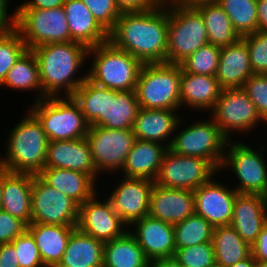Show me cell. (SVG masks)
Here are the masks:
<instances>
[{
    "instance_id": "obj_1",
    "label": "cell",
    "mask_w": 267,
    "mask_h": 267,
    "mask_svg": "<svg viewBox=\"0 0 267 267\" xmlns=\"http://www.w3.org/2000/svg\"><path fill=\"white\" fill-rule=\"evenodd\" d=\"M169 8L164 0L145 12L122 13L109 32V41L145 63H165Z\"/></svg>"
},
{
    "instance_id": "obj_2",
    "label": "cell",
    "mask_w": 267,
    "mask_h": 267,
    "mask_svg": "<svg viewBox=\"0 0 267 267\" xmlns=\"http://www.w3.org/2000/svg\"><path fill=\"white\" fill-rule=\"evenodd\" d=\"M90 126L108 129H132L140 109L136 92L117 91L98 86L88 78L73 93Z\"/></svg>"
},
{
    "instance_id": "obj_3",
    "label": "cell",
    "mask_w": 267,
    "mask_h": 267,
    "mask_svg": "<svg viewBox=\"0 0 267 267\" xmlns=\"http://www.w3.org/2000/svg\"><path fill=\"white\" fill-rule=\"evenodd\" d=\"M31 50L38 62L42 92L46 98L63 96L59 93L61 90L65 91L64 95L72 96L87 79V74L75 78L89 56L85 45L69 41L45 44Z\"/></svg>"
},
{
    "instance_id": "obj_4",
    "label": "cell",
    "mask_w": 267,
    "mask_h": 267,
    "mask_svg": "<svg viewBox=\"0 0 267 267\" xmlns=\"http://www.w3.org/2000/svg\"><path fill=\"white\" fill-rule=\"evenodd\" d=\"M48 142L41 122L29 111L10 132L0 166L10 172L38 174L45 168Z\"/></svg>"
},
{
    "instance_id": "obj_5",
    "label": "cell",
    "mask_w": 267,
    "mask_h": 267,
    "mask_svg": "<svg viewBox=\"0 0 267 267\" xmlns=\"http://www.w3.org/2000/svg\"><path fill=\"white\" fill-rule=\"evenodd\" d=\"M95 55L87 78L98 86L117 91H135L143 63L110 41L88 49Z\"/></svg>"
},
{
    "instance_id": "obj_6",
    "label": "cell",
    "mask_w": 267,
    "mask_h": 267,
    "mask_svg": "<svg viewBox=\"0 0 267 267\" xmlns=\"http://www.w3.org/2000/svg\"><path fill=\"white\" fill-rule=\"evenodd\" d=\"M182 67L172 63L143 64L136 84L139 107L179 110Z\"/></svg>"
},
{
    "instance_id": "obj_7",
    "label": "cell",
    "mask_w": 267,
    "mask_h": 267,
    "mask_svg": "<svg viewBox=\"0 0 267 267\" xmlns=\"http://www.w3.org/2000/svg\"><path fill=\"white\" fill-rule=\"evenodd\" d=\"M31 112L41 122L49 141L85 138L90 124L72 96L35 100Z\"/></svg>"
},
{
    "instance_id": "obj_8",
    "label": "cell",
    "mask_w": 267,
    "mask_h": 267,
    "mask_svg": "<svg viewBox=\"0 0 267 267\" xmlns=\"http://www.w3.org/2000/svg\"><path fill=\"white\" fill-rule=\"evenodd\" d=\"M169 5L166 63L180 65L200 47L207 45L208 33L201 13L165 0Z\"/></svg>"
},
{
    "instance_id": "obj_9",
    "label": "cell",
    "mask_w": 267,
    "mask_h": 267,
    "mask_svg": "<svg viewBox=\"0 0 267 267\" xmlns=\"http://www.w3.org/2000/svg\"><path fill=\"white\" fill-rule=\"evenodd\" d=\"M15 12L16 29L27 49L71 41L63 6L50 9L17 8Z\"/></svg>"
},
{
    "instance_id": "obj_10",
    "label": "cell",
    "mask_w": 267,
    "mask_h": 267,
    "mask_svg": "<svg viewBox=\"0 0 267 267\" xmlns=\"http://www.w3.org/2000/svg\"><path fill=\"white\" fill-rule=\"evenodd\" d=\"M228 141L211 118L210 121L195 122L183 131L180 130L167 143L174 153L205 159L221 171Z\"/></svg>"
},
{
    "instance_id": "obj_11",
    "label": "cell",
    "mask_w": 267,
    "mask_h": 267,
    "mask_svg": "<svg viewBox=\"0 0 267 267\" xmlns=\"http://www.w3.org/2000/svg\"><path fill=\"white\" fill-rule=\"evenodd\" d=\"M227 142L226 156L222 161L221 167H231L233 169L239 185L234 188L238 193L244 194H258L267 197V160L263 157V150L266 148L261 146L259 148L262 152H257L245 145L241 141ZM228 146H230L228 148ZM262 153V154H261ZM266 161V162H265Z\"/></svg>"
},
{
    "instance_id": "obj_12",
    "label": "cell",
    "mask_w": 267,
    "mask_h": 267,
    "mask_svg": "<svg viewBox=\"0 0 267 267\" xmlns=\"http://www.w3.org/2000/svg\"><path fill=\"white\" fill-rule=\"evenodd\" d=\"M32 223L77 226L79 205L48 185L38 174L33 176L31 194Z\"/></svg>"
},
{
    "instance_id": "obj_13",
    "label": "cell",
    "mask_w": 267,
    "mask_h": 267,
    "mask_svg": "<svg viewBox=\"0 0 267 267\" xmlns=\"http://www.w3.org/2000/svg\"><path fill=\"white\" fill-rule=\"evenodd\" d=\"M217 171L205 159L179 155L168 148L154 182L162 187L194 191L213 178Z\"/></svg>"
},
{
    "instance_id": "obj_14",
    "label": "cell",
    "mask_w": 267,
    "mask_h": 267,
    "mask_svg": "<svg viewBox=\"0 0 267 267\" xmlns=\"http://www.w3.org/2000/svg\"><path fill=\"white\" fill-rule=\"evenodd\" d=\"M86 139L98 174L122 169L136 140L132 129H108L102 126H90Z\"/></svg>"
},
{
    "instance_id": "obj_15",
    "label": "cell",
    "mask_w": 267,
    "mask_h": 267,
    "mask_svg": "<svg viewBox=\"0 0 267 267\" xmlns=\"http://www.w3.org/2000/svg\"><path fill=\"white\" fill-rule=\"evenodd\" d=\"M210 112L211 118L228 140L233 131L247 133L258 122L264 121L242 88L223 89Z\"/></svg>"
},
{
    "instance_id": "obj_16",
    "label": "cell",
    "mask_w": 267,
    "mask_h": 267,
    "mask_svg": "<svg viewBox=\"0 0 267 267\" xmlns=\"http://www.w3.org/2000/svg\"><path fill=\"white\" fill-rule=\"evenodd\" d=\"M96 196L97 194L79 206L77 228L103 242L121 237L126 232L124 226L127 225L120 219L108 199L102 203L97 201Z\"/></svg>"
},
{
    "instance_id": "obj_17",
    "label": "cell",
    "mask_w": 267,
    "mask_h": 267,
    "mask_svg": "<svg viewBox=\"0 0 267 267\" xmlns=\"http://www.w3.org/2000/svg\"><path fill=\"white\" fill-rule=\"evenodd\" d=\"M107 199L120 219L132 227V223L149 213L150 197L154 181L144 178L124 177Z\"/></svg>"
},
{
    "instance_id": "obj_18",
    "label": "cell",
    "mask_w": 267,
    "mask_h": 267,
    "mask_svg": "<svg viewBox=\"0 0 267 267\" xmlns=\"http://www.w3.org/2000/svg\"><path fill=\"white\" fill-rule=\"evenodd\" d=\"M195 214L205 218L213 227L230 225L237 191L212 178L194 191Z\"/></svg>"
},
{
    "instance_id": "obj_19",
    "label": "cell",
    "mask_w": 267,
    "mask_h": 267,
    "mask_svg": "<svg viewBox=\"0 0 267 267\" xmlns=\"http://www.w3.org/2000/svg\"><path fill=\"white\" fill-rule=\"evenodd\" d=\"M136 238L149 261L173 258L176 251L174 225L149 215L133 222Z\"/></svg>"
},
{
    "instance_id": "obj_20",
    "label": "cell",
    "mask_w": 267,
    "mask_h": 267,
    "mask_svg": "<svg viewBox=\"0 0 267 267\" xmlns=\"http://www.w3.org/2000/svg\"><path fill=\"white\" fill-rule=\"evenodd\" d=\"M194 214L193 191L154 184L150 197L149 216L175 225Z\"/></svg>"
},
{
    "instance_id": "obj_21",
    "label": "cell",
    "mask_w": 267,
    "mask_h": 267,
    "mask_svg": "<svg viewBox=\"0 0 267 267\" xmlns=\"http://www.w3.org/2000/svg\"><path fill=\"white\" fill-rule=\"evenodd\" d=\"M267 224V197L237 193L230 225L250 246Z\"/></svg>"
},
{
    "instance_id": "obj_22",
    "label": "cell",
    "mask_w": 267,
    "mask_h": 267,
    "mask_svg": "<svg viewBox=\"0 0 267 267\" xmlns=\"http://www.w3.org/2000/svg\"><path fill=\"white\" fill-rule=\"evenodd\" d=\"M45 167L78 171L94 180L97 171L92 161L90 145L85 138L49 141Z\"/></svg>"
},
{
    "instance_id": "obj_23",
    "label": "cell",
    "mask_w": 267,
    "mask_h": 267,
    "mask_svg": "<svg viewBox=\"0 0 267 267\" xmlns=\"http://www.w3.org/2000/svg\"><path fill=\"white\" fill-rule=\"evenodd\" d=\"M32 173L10 172L2 167L1 209L22 220L27 226L31 223Z\"/></svg>"
},
{
    "instance_id": "obj_24",
    "label": "cell",
    "mask_w": 267,
    "mask_h": 267,
    "mask_svg": "<svg viewBox=\"0 0 267 267\" xmlns=\"http://www.w3.org/2000/svg\"><path fill=\"white\" fill-rule=\"evenodd\" d=\"M252 75L249 52L242 38L221 47L215 77L222 89L242 88Z\"/></svg>"
},
{
    "instance_id": "obj_25",
    "label": "cell",
    "mask_w": 267,
    "mask_h": 267,
    "mask_svg": "<svg viewBox=\"0 0 267 267\" xmlns=\"http://www.w3.org/2000/svg\"><path fill=\"white\" fill-rule=\"evenodd\" d=\"M63 8L71 41L83 44L88 49L109 41V33L82 0H66Z\"/></svg>"
},
{
    "instance_id": "obj_26",
    "label": "cell",
    "mask_w": 267,
    "mask_h": 267,
    "mask_svg": "<svg viewBox=\"0 0 267 267\" xmlns=\"http://www.w3.org/2000/svg\"><path fill=\"white\" fill-rule=\"evenodd\" d=\"M176 112L168 109L140 108L132 127L135 138L157 143L165 142L176 128L179 129L183 121Z\"/></svg>"
},
{
    "instance_id": "obj_27",
    "label": "cell",
    "mask_w": 267,
    "mask_h": 267,
    "mask_svg": "<svg viewBox=\"0 0 267 267\" xmlns=\"http://www.w3.org/2000/svg\"><path fill=\"white\" fill-rule=\"evenodd\" d=\"M168 144L136 139L121 170L124 177L154 181Z\"/></svg>"
},
{
    "instance_id": "obj_28",
    "label": "cell",
    "mask_w": 267,
    "mask_h": 267,
    "mask_svg": "<svg viewBox=\"0 0 267 267\" xmlns=\"http://www.w3.org/2000/svg\"><path fill=\"white\" fill-rule=\"evenodd\" d=\"M222 90L215 76L191 74L182 69L180 79L181 106L186 105L193 110L195 108V110L204 111L209 108L211 111Z\"/></svg>"
},
{
    "instance_id": "obj_29",
    "label": "cell",
    "mask_w": 267,
    "mask_h": 267,
    "mask_svg": "<svg viewBox=\"0 0 267 267\" xmlns=\"http://www.w3.org/2000/svg\"><path fill=\"white\" fill-rule=\"evenodd\" d=\"M38 175L48 185L73 199L79 206L96 194V180L86 173L45 167Z\"/></svg>"
},
{
    "instance_id": "obj_30",
    "label": "cell",
    "mask_w": 267,
    "mask_h": 267,
    "mask_svg": "<svg viewBox=\"0 0 267 267\" xmlns=\"http://www.w3.org/2000/svg\"><path fill=\"white\" fill-rule=\"evenodd\" d=\"M77 226L30 223L27 231L34 238L44 266L62 261L69 237Z\"/></svg>"
},
{
    "instance_id": "obj_31",
    "label": "cell",
    "mask_w": 267,
    "mask_h": 267,
    "mask_svg": "<svg viewBox=\"0 0 267 267\" xmlns=\"http://www.w3.org/2000/svg\"><path fill=\"white\" fill-rule=\"evenodd\" d=\"M104 242L76 228L70 235L60 264L64 267H103Z\"/></svg>"
},
{
    "instance_id": "obj_32",
    "label": "cell",
    "mask_w": 267,
    "mask_h": 267,
    "mask_svg": "<svg viewBox=\"0 0 267 267\" xmlns=\"http://www.w3.org/2000/svg\"><path fill=\"white\" fill-rule=\"evenodd\" d=\"M142 248L131 232L104 242L103 267H149Z\"/></svg>"
},
{
    "instance_id": "obj_33",
    "label": "cell",
    "mask_w": 267,
    "mask_h": 267,
    "mask_svg": "<svg viewBox=\"0 0 267 267\" xmlns=\"http://www.w3.org/2000/svg\"><path fill=\"white\" fill-rule=\"evenodd\" d=\"M212 242L215 260L224 267H230L252 254L251 246L241 238L231 225L214 227Z\"/></svg>"
},
{
    "instance_id": "obj_34",
    "label": "cell",
    "mask_w": 267,
    "mask_h": 267,
    "mask_svg": "<svg viewBox=\"0 0 267 267\" xmlns=\"http://www.w3.org/2000/svg\"><path fill=\"white\" fill-rule=\"evenodd\" d=\"M1 85L16 90H38V100L45 99L42 92L39 66L32 50L27 49L7 72Z\"/></svg>"
},
{
    "instance_id": "obj_35",
    "label": "cell",
    "mask_w": 267,
    "mask_h": 267,
    "mask_svg": "<svg viewBox=\"0 0 267 267\" xmlns=\"http://www.w3.org/2000/svg\"><path fill=\"white\" fill-rule=\"evenodd\" d=\"M196 9L203 17L209 44L224 47L241 38L236 33L230 18L218 3L205 4Z\"/></svg>"
},
{
    "instance_id": "obj_36",
    "label": "cell",
    "mask_w": 267,
    "mask_h": 267,
    "mask_svg": "<svg viewBox=\"0 0 267 267\" xmlns=\"http://www.w3.org/2000/svg\"><path fill=\"white\" fill-rule=\"evenodd\" d=\"M240 37L258 31L257 0H218Z\"/></svg>"
},
{
    "instance_id": "obj_37",
    "label": "cell",
    "mask_w": 267,
    "mask_h": 267,
    "mask_svg": "<svg viewBox=\"0 0 267 267\" xmlns=\"http://www.w3.org/2000/svg\"><path fill=\"white\" fill-rule=\"evenodd\" d=\"M214 227L202 216L191 215L174 225L176 248L190 247L211 242Z\"/></svg>"
},
{
    "instance_id": "obj_38",
    "label": "cell",
    "mask_w": 267,
    "mask_h": 267,
    "mask_svg": "<svg viewBox=\"0 0 267 267\" xmlns=\"http://www.w3.org/2000/svg\"><path fill=\"white\" fill-rule=\"evenodd\" d=\"M220 51L221 47L208 43L192 53L180 65L187 73L215 76L219 64Z\"/></svg>"
},
{
    "instance_id": "obj_39",
    "label": "cell",
    "mask_w": 267,
    "mask_h": 267,
    "mask_svg": "<svg viewBox=\"0 0 267 267\" xmlns=\"http://www.w3.org/2000/svg\"><path fill=\"white\" fill-rule=\"evenodd\" d=\"M26 50V44L16 28L0 32V86L7 72Z\"/></svg>"
},
{
    "instance_id": "obj_40",
    "label": "cell",
    "mask_w": 267,
    "mask_h": 267,
    "mask_svg": "<svg viewBox=\"0 0 267 267\" xmlns=\"http://www.w3.org/2000/svg\"><path fill=\"white\" fill-rule=\"evenodd\" d=\"M173 258L180 266L209 267L216 262L212 241L190 247L176 248Z\"/></svg>"
},
{
    "instance_id": "obj_41",
    "label": "cell",
    "mask_w": 267,
    "mask_h": 267,
    "mask_svg": "<svg viewBox=\"0 0 267 267\" xmlns=\"http://www.w3.org/2000/svg\"><path fill=\"white\" fill-rule=\"evenodd\" d=\"M241 38L247 45L253 74H265L267 71V32L257 31Z\"/></svg>"
},
{
    "instance_id": "obj_42",
    "label": "cell",
    "mask_w": 267,
    "mask_h": 267,
    "mask_svg": "<svg viewBox=\"0 0 267 267\" xmlns=\"http://www.w3.org/2000/svg\"><path fill=\"white\" fill-rule=\"evenodd\" d=\"M11 244L15 247L20 267H45L34 238L27 230Z\"/></svg>"
},
{
    "instance_id": "obj_43",
    "label": "cell",
    "mask_w": 267,
    "mask_h": 267,
    "mask_svg": "<svg viewBox=\"0 0 267 267\" xmlns=\"http://www.w3.org/2000/svg\"><path fill=\"white\" fill-rule=\"evenodd\" d=\"M242 89L261 118L267 122V76L265 74H253L243 85Z\"/></svg>"
},
{
    "instance_id": "obj_44",
    "label": "cell",
    "mask_w": 267,
    "mask_h": 267,
    "mask_svg": "<svg viewBox=\"0 0 267 267\" xmlns=\"http://www.w3.org/2000/svg\"><path fill=\"white\" fill-rule=\"evenodd\" d=\"M94 18L109 33L122 14L115 0H82Z\"/></svg>"
},
{
    "instance_id": "obj_45",
    "label": "cell",
    "mask_w": 267,
    "mask_h": 267,
    "mask_svg": "<svg viewBox=\"0 0 267 267\" xmlns=\"http://www.w3.org/2000/svg\"><path fill=\"white\" fill-rule=\"evenodd\" d=\"M27 230V225L20 219L0 209V244L11 243Z\"/></svg>"
},
{
    "instance_id": "obj_46",
    "label": "cell",
    "mask_w": 267,
    "mask_h": 267,
    "mask_svg": "<svg viewBox=\"0 0 267 267\" xmlns=\"http://www.w3.org/2000/svg\"><path fill=\"white\" fill-rule=\"evenodd\" d=\"M121 13L145 12L160 5L164 0H115Z\"/></svg>"
},
{
    "instance_id": "obj_47",
    "label": "cell",
    "mask_w": 267,
    "mask_h": 267,
    "mask_svg": "<svg viewBox=\"0 0 267 267\" xmlns=\"http://www.w3.org/2000/svg\"><path fill=\"white\" fill-rule=\"evenodd\" d=\"M251 253L256 261L267 262V224L252 244Z\"/></svg>"
},
{
    "instance_id": "obj_48",
    "label": "cell",
    "mask_w": 267,
    "mask_h": 267,
    "mask_svg": "<svg viewBox=\"0 0 267 267\" xmlns=\"http://www.w3.org/2000/svg\"><path fill=\"white\" fill-rule=\"evenodd\" d=\"M0 267H20L15 247L11 243L0 244Z\"/></svg>"
},
{
    "instance_id": "obj_49",
    "label": "cell",
    "mask_w": 267,
    "mask_h": 267,
    "mask_svg": "<svg viewBox=\"0 0 267 267\" xmlns=\"http://www.w3.org/2000/svg\"><path fill=\"white\" fill-rule=\"evenodd\" d=\"M8 6V0H0V32L16 28V12H13L12 15L8 13Z\"/></svg>"
},
{
    "instance_id": "obj_50",
    "label": "cell",
    "mask_w": 267,
    "mask_h": 267,
    "mask_svg": "<svg viewBox=\"0 0 267 267\" xmlns=\"http://www.w3.org/2000/svg\"><path fill=\"white\" fill-rule=\"evenodd\" d=\"M66 0H28L18 8L50 9L62 7Z\"/></svg>"
},
{
    "instance_id": "obj_51",
    "label": "cell",
    "mask_w": 267,
    "mask_h": 267,
    "mask_svg": "<svg viewBox=\"0 0 267 267\" xmlns=\"http://www.w3.org/2000/svg\"><path fill=\"white\" fill-rule=\"evenodd\" d=\"M258 31L267 32V0H257Z\"/></svg>"
},
{
    "instance_id": "obj_52",
    "label": "cell",
    "mask_w": 267,
    "mask_h": 267,
    "mask_svg": "<svg viewBox=\"0 0 267 267\" xmlns=\"http://www.w3.org/2000/svg\"><path fill=\"white\" fill-rule=\"evenodd\" d=\"M169 2L186 8H197L205 4L218 3V0H169Z\"/></svg>"
},
{
    "instance_id": "obj_53",
    "label": "cell",
    "mask_w": 267,
    "mask_h": 267,
    "mask_svg": "<svg viewBox=\"0 0 267 267\" xmlns=\"http://www.w3.org/2000/svg\"><path fill=\"white\" fill-rule=\"evenodd\" d=\"M149 267H181L174 258L157 259L150 261Z\"/></svg>"
},
{
    "instance_id": "obj_54",
    "label": "cell",
    "mask_w": 267,
    "mask_h": 267,
    "mask_svg": "<svg viewBox=\"0 0 267 267\" xmlns=\"http://www.w3.org/2000/svg\"><path fill=\"white\" fill-rule=\"evenodd\" d=\"M255 262H256V260L254 259L253 255L251 254L246 259L240 260L230 267H254Z\"/></svg>"
},
{
    "instance_id": "obj_55",
    "label": "cell",
    "mask_w": 267,
    "mask_h": 267,
    "mask_svg": "<svg viewBox=\"0 0 267 267\" xmlns=\"http://www.w3.org/2000/svg\"><path fill=\"white\" fill-rule=\"evenodd\" d=\"M1 201H2V167L0 166V209H1Z\"/></svg>"
},
{
    "instance_id": "obj_56",
    "label": "cell",
    "mask_w": 267,
    "mask_h": 267,
    "mask_svg": "<svg viewBox=\"0 0 267 267\" xmlns=\"http://www.w3.org/2000/svg\"><path fill=\"white\" fill-rule=\"evenodd\" d=\"M254 267H267V262L256 261Z\"/></svg>"
},
{
    "instance_id": "obj_57",
    "label": "cell",
    "mask_w": 267,
    "mask_h": 267,
    "mask_svg": "<svg viewBox=\"0 0 267 267\" xmlns=\"http://www.w3.org/2000/svg\"><path fill=\"white\" fill-rule=\"evenodd\" d=\"M45 267H64V266H62L60 263H58V264H50V265H47Z\"/></svg>"
},
{
    "instance_id": "obj_58",
    "label": "cell",
    "mask_w": 267,
    "mask_h": 267,
    "mask_svg": "<svg viewBox=\"0 0 267 267\" xmlns=\"http://www.w3.org/2000/svg\"><path fill=\"white\" fill-rule=\"evenodd\" d=\"M209 267H224V266L215 262L212 265H210Z\"/></svg>"
}]
</instances>
